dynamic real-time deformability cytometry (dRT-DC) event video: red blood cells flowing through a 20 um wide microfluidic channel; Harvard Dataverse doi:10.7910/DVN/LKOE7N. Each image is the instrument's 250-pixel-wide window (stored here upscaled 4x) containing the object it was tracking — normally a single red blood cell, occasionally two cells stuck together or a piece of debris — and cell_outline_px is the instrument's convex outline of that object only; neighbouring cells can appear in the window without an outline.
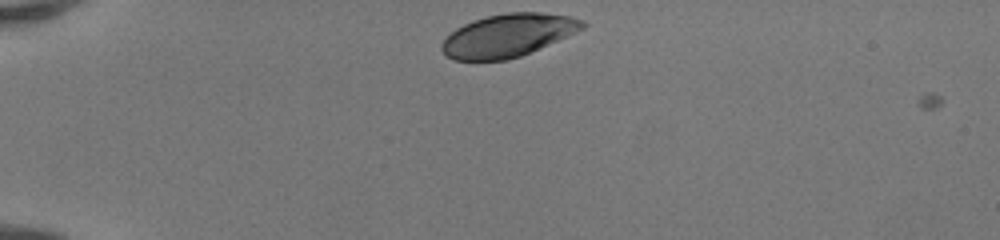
{"species": "human", "species_latin": "Homo sapiens", "temperature_condition": "room temperature", "stored_images_in_passage": 33, "camera_frame_rate_fps": 3000, "um_per_image_px": 0.085, "donor": {"sex": "female"}, "frame": {"image": 1, "passage_image": 1, "time_ms": 0.0, "image_size_px": [1000, 240], "cell_outline_px": [[588, 24], [584, 28], [520, 56], [504, 60], [456, 60], [448, 56], [440, 48], [440, 44], [456, 28], [464, 24], [488, 16], [508, 12], [540, 12], [568, 16], [584, 20]], "centroid_in_image_um": [43.18, 3.0], "position_along_channel_um": 41.8, "area_um2": 34.56}}
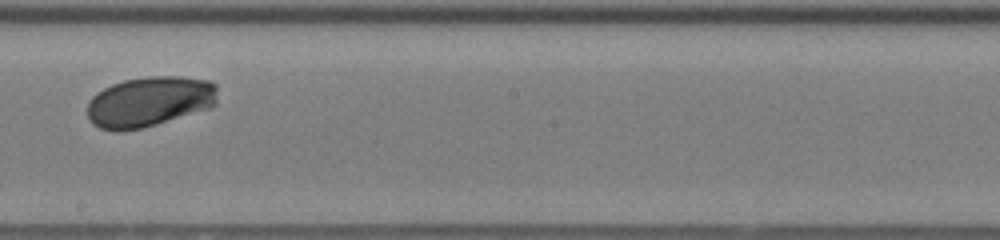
{"frame": {"image": 2, "passage_image": 19, "time_ms": 6.0, "image_size_px": [1000, 240], "cell_outline_px": [[216, 104], [212, 108], [156, 124], [140, 128], [116, 132], [100, 128], [92, 124], [88, 116], [88, 100], [96, 92], [112, 84], [124, 80], [148, 76], [180, 76], [208, 80], [216, 84]], "centroid_in_image_um": [12.7, 8.63], "position_along_channel_um": 235.5, "area_um2": 38.44}}
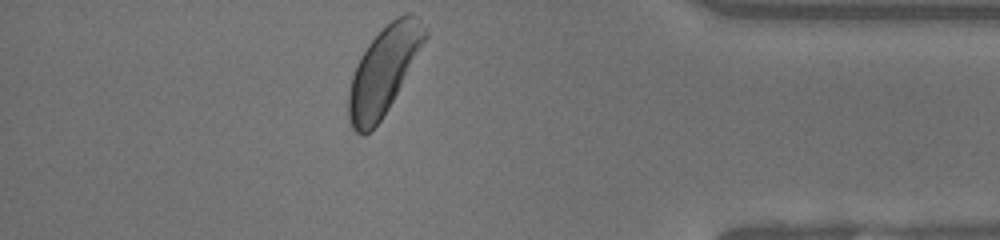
{"frame": {"image": 3, "passage_image": 33, "time_ms": 10.667, "image_size_px": [1000, 240], "cell_outline_px": [[428, 36], [388, 108], [380, 120], [364, 136], [360, 136], [352, 128], [348, 120], [348, 92], [352, 76], [356, 64], [360, 56], [368, 44], [396, 16], [404, 12], [412, 12], [420, 16], [428, 32]], "centroid_in_image_um": [32.61, 5.96], "position_along_channel_um": 402.6, "area_um2": 38.49}, "authors_computed_cell_mechanics": {"area_um2": 37.6856, "velocity_mm_per_s": 4.1046, "shape_relaxation_time_tau1_ms": 1.885, "shape_relaxation_time_tau2_ms": null, "deformation_change_tau1": 0.1243, "deformation_change_tau2": null}}